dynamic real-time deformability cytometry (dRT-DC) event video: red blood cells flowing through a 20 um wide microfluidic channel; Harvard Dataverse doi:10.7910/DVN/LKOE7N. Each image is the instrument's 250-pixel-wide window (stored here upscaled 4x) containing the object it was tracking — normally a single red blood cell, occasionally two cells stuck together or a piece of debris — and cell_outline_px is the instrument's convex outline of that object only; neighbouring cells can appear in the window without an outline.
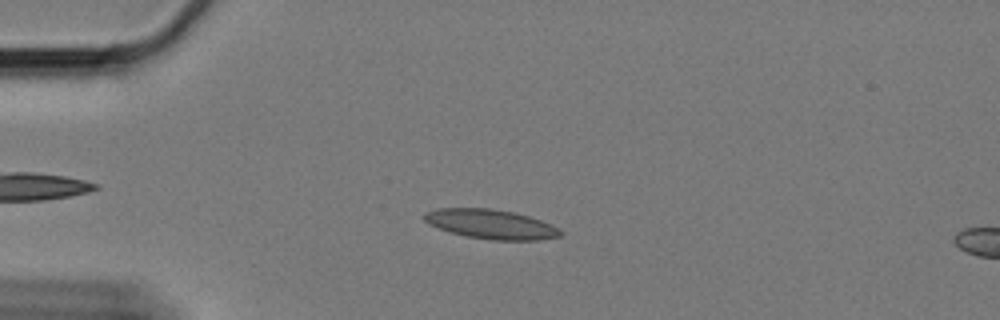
{"species": "Egyptian fruit bat (a non-hibernating species)", "species_latin": "Rousettus aegyptiacus", "temperature_condition": "cold", "stored_images_in_passage": 61, "camera_frame_rate_fps": 3000, "um_per_image_px": 0.085, "animal": {"sex": "female"}, "frame": {"image": 1, "passage_image": 15, "time_ms": 4.667, "image_size_px": [1000, 320], "cell_outline_px": [[564, 232], [560, 236], [540, 240], [492, 240], [468, 236], [448, 232], [428, 224], [424, 220], [424, 212], [440, 208], [488, 208], [516, 212], [540, 220]], "centroid_in_image_um": [41.69, 19.05], "position_along_channel_um": 43.3, "area_um2": 23.29}}
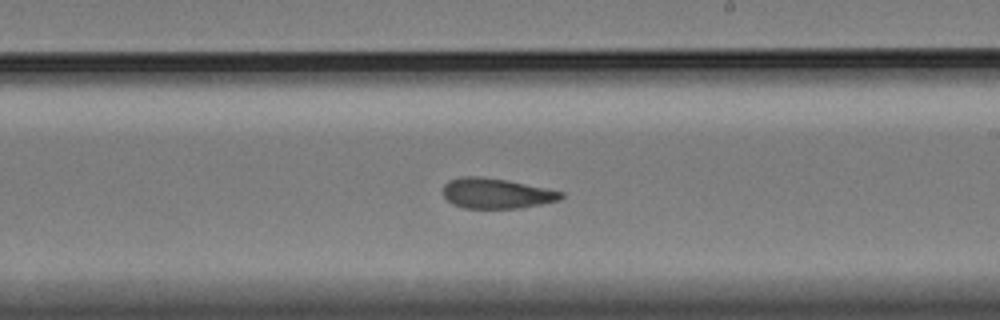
{"frame": {"image": 2, "passage_image": 36, "time_ms": 11.667, "image_size_px": [1000, 320], "cell_outline_px": [[564, 196], [560, 200], [520, 208], [464, 208], [452, 204], [444, 196], [444, 184], [448, 180], [464, 176], [480, 176], [504, 180], [564, 192]], "centroid_in_image_um": [42.17, 16.44], "position_along_channel_um": 246.8, "area_um2": 20.58}}
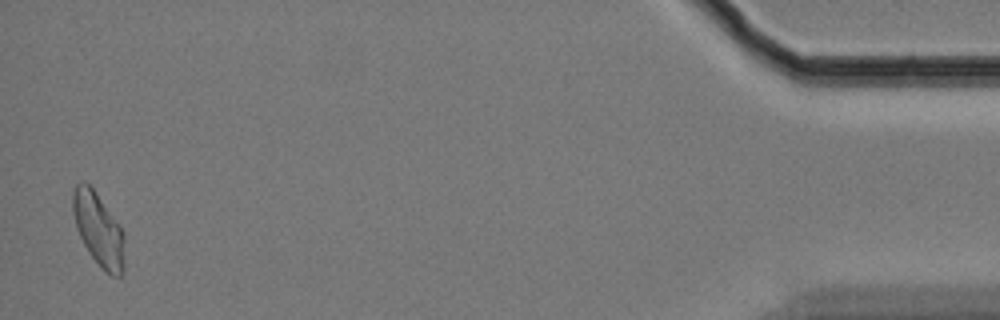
{"frame": {"image": 3, "passage_image": 60, "time_ms": 19.667, "image_size_px": [1000, 320], "cell_outline_px": [[124, 268], [120, 276], [112, 276], [104, 272], [100, 268], [88, 252], [76, 228], [72, 212], [72, 192], [76, 184], [88, 184], [92, 188], [120, 224], [124, 232]], "centroid_in_image_um": [8.38, 19.55], "position_along_channel_um": 426.8, "area_um2": 22.14}, "authors_computed_cell_mechanics": {"area_um2": 21.7328, "velocity_mm_per_s": 3.2635, "shape_relaxation_time_tau1_ms": null, "shape_relaxation_time_tau2_ms": 2.7778, "deformation_change_tau1": null, "deformation_change_tau2": 0.0799}}